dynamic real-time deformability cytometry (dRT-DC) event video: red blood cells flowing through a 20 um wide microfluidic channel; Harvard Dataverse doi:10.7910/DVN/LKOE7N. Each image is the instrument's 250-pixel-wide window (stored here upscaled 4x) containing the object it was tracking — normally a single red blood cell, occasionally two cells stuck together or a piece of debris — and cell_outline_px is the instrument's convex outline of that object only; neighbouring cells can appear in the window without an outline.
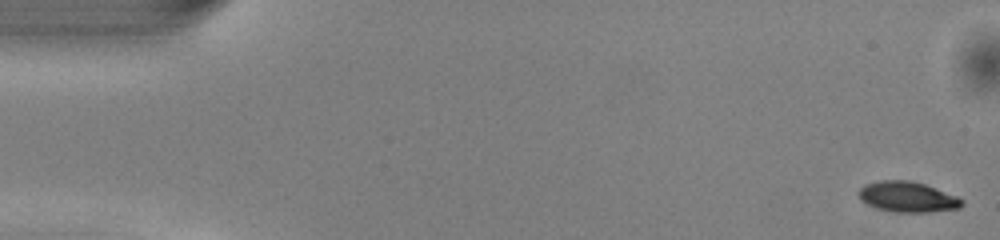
{"species": "common noctule bat (a hibernating species)", "species_latin": "Nyctalus noctula", "temperature_condition": "warm", "stored_images_in_passage": 50, "camera_frame_rate_fps": 3000, "um_per_image_px": 0.085, "animal": {"sex": "male", "body_mass_g": 13.0, "forearm_length_mm": 53.1}, "frame": {"image": 1, "passage_image": 1, "time_ms": 0.0, "image_size_px": [1000, 240], "cell_outline_px": [[964, 204], [960, 208], [928, 212], [896, 212], [876, 208], [860, 200], [856, 192], [864, 184], [880, 180], [908, 180], [924, 184], [956, 196], [964, 200]], "centroid_in_image_um": [77.1, 16.73], "position_along_channel_um": 7.9, "area_um2": 18.38}}
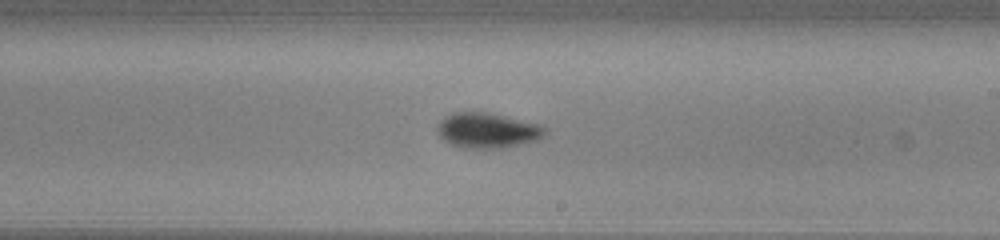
{"frame": {"image": 2, "passage_image": 29, "time_ms": 9.333, "image_size_px": [1000, 240], "cell_outline_px": [[548, 132], [544, 136], [536, 140], [504, 148], [464, 148], [452, 144], [444, 140], [436, 132], [436, 128], [440, 120], [444, 116], [452, 112], [488, 112], [540, 124], [548, 128]], "centroid_in_image_um": [41.43, 11.08], "position_along_channel_um": 247.6, "area_um2": 22.31}}
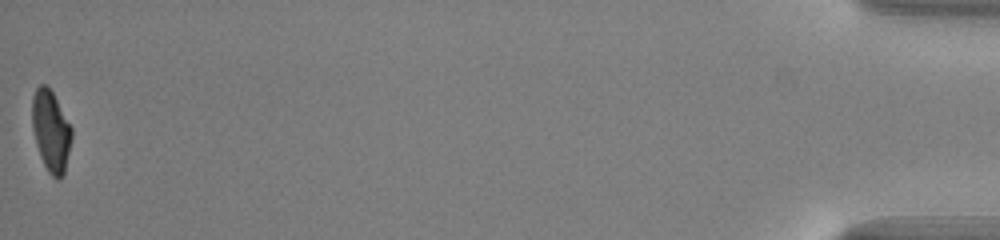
{"frame": {"image": 3, "passage_image": 50, "time_ms": 16.333, "image_size_px": [1000, 240], "cell_outline_px": [[72, 140], [64, 172], [60, 180], [56, 180], [48, 172], [40, 156], [36, 144], [32, 128], [32, 96], [36, 88], [40, 84], [44, 84], [52, 92], [72, 128]], "centroid_in_image_um": [4.32, 11.16], "position_along_channel_um": 430.9, "area_um2": 18.67}, "authors_computed_cell_mechanics": {"area_um2": 19.8832, "velocity_mm_per_s": 4.1006, "shape_relaxation_time_tau1_ms": 1.8544, "shape_relaxation_time_tau2_ms": 5.7895, "deformation_change_tau1": 0.1273, "deformation_change_tau2": 0.1103}}